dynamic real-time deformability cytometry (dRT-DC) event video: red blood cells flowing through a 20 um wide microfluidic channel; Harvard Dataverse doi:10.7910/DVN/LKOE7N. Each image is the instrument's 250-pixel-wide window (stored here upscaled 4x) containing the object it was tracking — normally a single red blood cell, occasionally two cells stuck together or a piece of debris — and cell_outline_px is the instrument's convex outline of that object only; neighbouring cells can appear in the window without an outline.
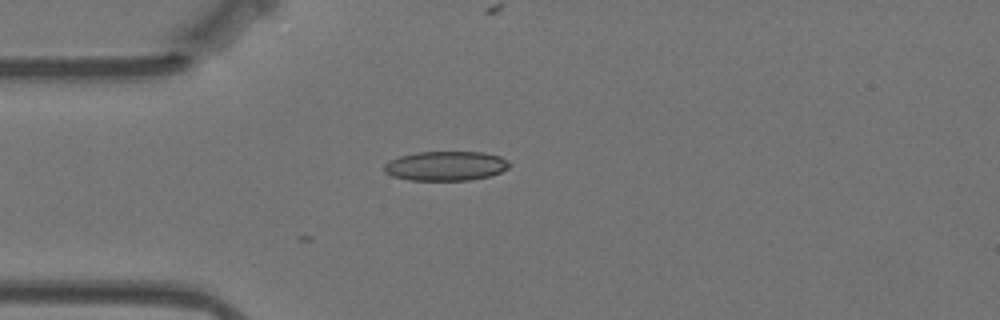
{"species": "Egyptian fruit bat (a non-hibernating species)", "species_latin": "Rousettus aegyptiacus", "temperature_condition": "warm", "stored_images_in_passage": 3, "camera_frame_rate_fps": 3000, "um_per_image_px": 0.085, "animal": {"sex": "female"}, "frame": {"image": 1, "passage_image": 1, "time_ms": 0.0, "image_size_px": [1000, 320], "cell_outline_px": [[512, 164], [508, 168], [500, 172], [488, 176], [468, 180], [408, 180], [392, 176], [384, 172], [384, 164], [388, 160], [400, 156], [416, 152], [484, 152], [500, 156], [508, 160]], "centroid_in_image_um": [37.88, 14.1], "position_along_channel_um": 47.1, "area_um2": 21.62}}